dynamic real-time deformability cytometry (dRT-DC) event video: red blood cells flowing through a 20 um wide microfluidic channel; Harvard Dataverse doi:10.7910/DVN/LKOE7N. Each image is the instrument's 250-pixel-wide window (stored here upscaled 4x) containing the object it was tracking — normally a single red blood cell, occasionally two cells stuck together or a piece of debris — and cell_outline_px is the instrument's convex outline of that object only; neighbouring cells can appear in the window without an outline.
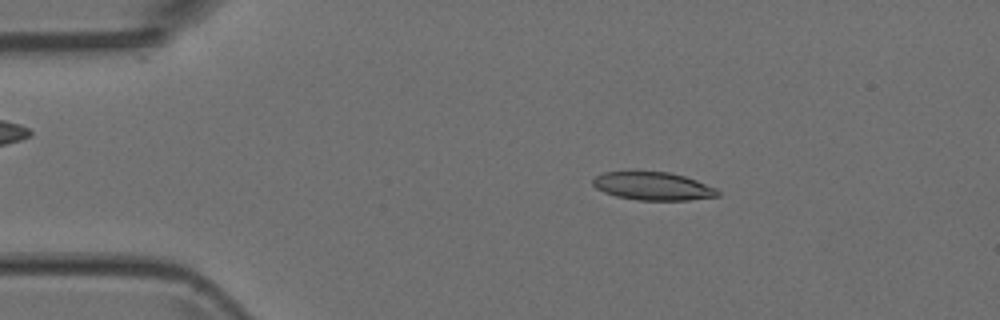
{"species": "Egyptian fruit bat (a non-hibernating species)", "species_latin": "Rousettus aegyptiacus", "temperature_condition": "room temperature", "stored_images_in_passage": 4, "camera_frame_rate_fps": 3000, "um_per_image_px": 0.085, "animal": {"sex": "female"}, "frame": {"image": 1, "passage_image": 2, "time_ms": 0.333, "image_size_px": [1000, 320], "cell_outline_px": [[720, 196], [688, 200], [636, 200], [616, 196], [604, 192], [596, 188], [592, 184], [592, 180], [596, 176], [604, 172], [668, 172], [684, 176], [696, 180], [716, 188], [720, 192]], "centroid_in_image_um": [55.51, 15.83], "position_along_channel_um": 29.5, "area_um2": 20.35}}
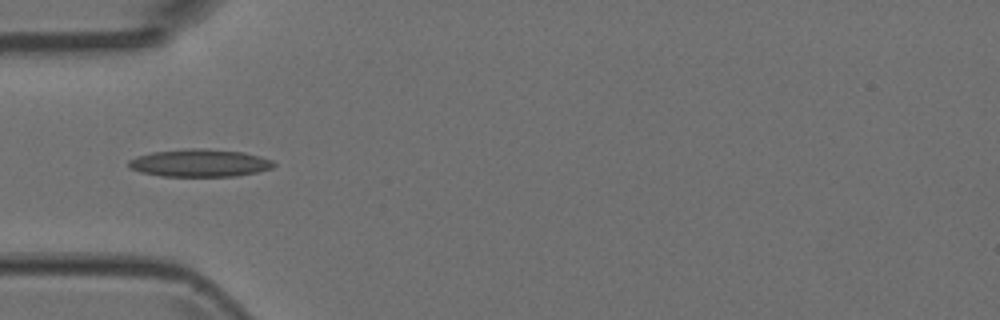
{"frame": {"image": 2, "passage_image": 4, "time_ms": 1.0, "image_size_px": [1000, 320], "cell_outline_px": [[276, 164], [272, 168], [256, 172], [236, 176], [160, 176], [140, 172], [128, 168], [128, 160], [136, 156], [152, 152], [188, 148], [208, 148], [240, 152], [272, 160]], "centroid_in_image_um": [16.91, 13.85], "position_along_channel_um": 68.1, "area_um2": 23.35}}